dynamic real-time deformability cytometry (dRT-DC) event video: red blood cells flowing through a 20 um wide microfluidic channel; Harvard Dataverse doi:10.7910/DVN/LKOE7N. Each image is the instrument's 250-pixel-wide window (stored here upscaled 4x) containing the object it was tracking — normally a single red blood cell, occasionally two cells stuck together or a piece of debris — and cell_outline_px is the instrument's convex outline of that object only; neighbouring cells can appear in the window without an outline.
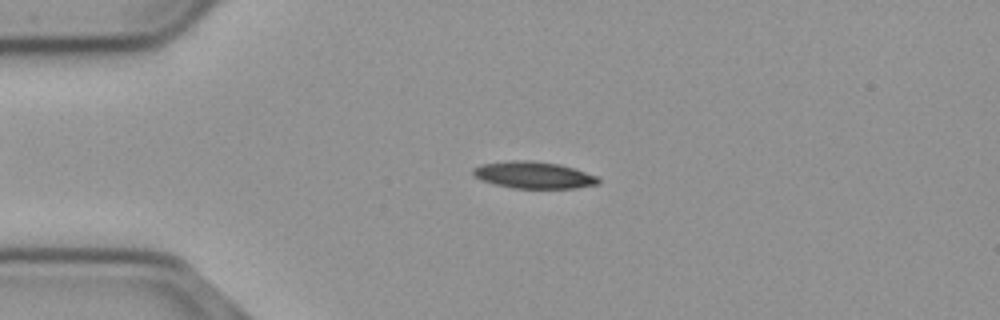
{"species": "common noctule bat (a hibernating species)", "species_latin": "Nyctalus noctula", "temperature_condition": "cold", "stored_images_in_passage": 29, "camera_frame_rate_fps": 3000, "um_per_image_px": 0.085, "animal": {"sex": "male", "body_mass_g": 23.1, "forearm_length_mm": 52.7}, "frame": {"image": 1, "passage_image": 9, "time_ms": 2.667, "image_size_px": [1000, 320], "cell_outline_px": [[600, 184], [576, 188], [512, 188], [496, 184], [472, 176], [472, 168], [480, 164], [512, 160], [528, 160], [560, 164], [596, 176], [600, 180]], "centroid_in_image_um": [45.34, 14.87], "position_along_channel_um": 39.7, "area_um2": 19.54}}
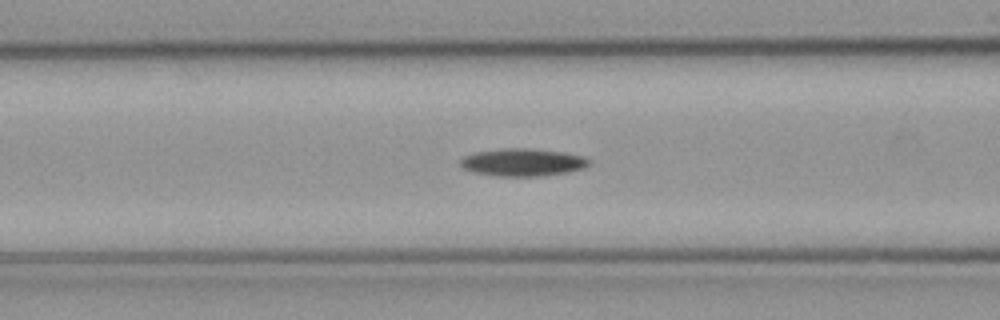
{"frame": {"image": 2, "passage_image": 18, "time_ms": 5.667, "image_size_px": [1000, 320], "cell_outline_px": [[592, 160], [584, 168], [568, 172], [540, 176], [496, 176], [472, 172], [464, 168], [460, 164], [460, 160], [464, 156], [476, 152], [504, 148], [528, 148], [564, 152], [584, 156]], "centroid_in_image_um": [44.44, 13.79], "position_along_channel_um": 122.2, "area_um2": 20.75}}
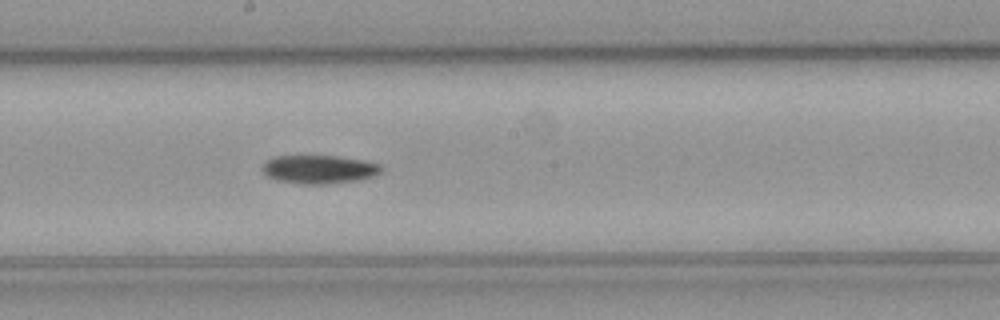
{"frame": {"image": 3, "passage_image": 26, "time_ms": 8.333, "image_size_px": [1000, 320], "cell_outline_px": [[380, 172], [372, 176], [356, 180], [324, 184], [304, 184], [276, 180], [268, 176], [260, 168], [268, 160], [276, 156], [340, 156], [364, 160], [380, 164]], "centroid_in_image_um": [27.1, 14.38], "position_along_channel_um": 221.1, "area_um2": 19.48}}